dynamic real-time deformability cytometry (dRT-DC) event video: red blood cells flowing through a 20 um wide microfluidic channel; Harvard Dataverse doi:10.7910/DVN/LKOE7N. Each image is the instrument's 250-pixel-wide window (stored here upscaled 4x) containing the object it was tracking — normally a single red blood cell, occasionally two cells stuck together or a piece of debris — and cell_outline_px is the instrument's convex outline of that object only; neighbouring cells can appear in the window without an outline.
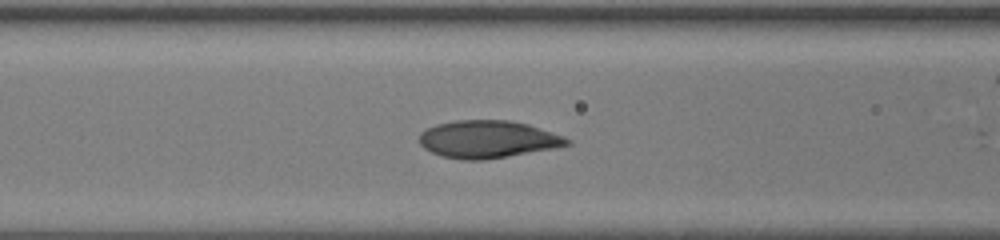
{"species": "human", "species_latin": "Homo sapiens", "temperature_condition": "room temperature", "stored_images_in_passage": 9, "camera_frame_rate_fps": 3000, "um_per_image_px": 0.085, "donor": {"sex": "female"}, "frame": {"image": 1, "passage_image": 7, "time_ms": 2.0, "image_size_px": [1000, 240], "cell_outline_px": [[572, 144], [556, 148], [484, 160], [460, 160], [444, 156], [432, 152], [424, 148], [420, 144], [420, 132], [436, 124], [456, 120], [508, 120], [528, 124], [564, 136], [572, 140]], "centroid_in_image_um": [41.49, 11.84], "position_along_channel_um": 125.1, "area_um2": 32.31}}